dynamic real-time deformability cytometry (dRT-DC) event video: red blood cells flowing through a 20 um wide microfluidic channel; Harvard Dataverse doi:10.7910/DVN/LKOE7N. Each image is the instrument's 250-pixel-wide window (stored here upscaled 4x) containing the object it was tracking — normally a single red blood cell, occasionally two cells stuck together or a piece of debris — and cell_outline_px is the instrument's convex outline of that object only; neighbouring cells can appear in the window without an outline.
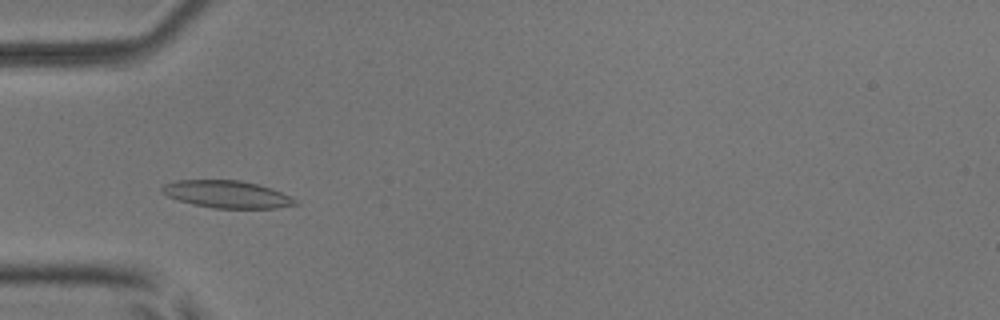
{"species": "common noctule bat (a hibernating species)", "species_latin": "Nyctalus noctula", "temperature_condition": "room temperature", "stored_images_in_passage": 48, "camera_frame_rate_fps": 3000, "um_per_image_px": 0.085, "animal": {"sex": "male", "body_mass_g": 17.9, "forearm_length_mm": 54.2}, "frame": {"image": 1, "passage_image": 13, "time_ms": 4.0, "image_size_px": [1000, 320], "cell_outline_px": [[300, 204], [276, 208], [216, 208], [192, 204], [168, 196], [160, 192], [160, 188], [164, 184], [176, 180], [240, 180], [272, 188], [292, 196]], "centroid_in_image_um": [19.31, 16.51], "position_along_channel_um": 65.7, "area_um2": 21.27}}
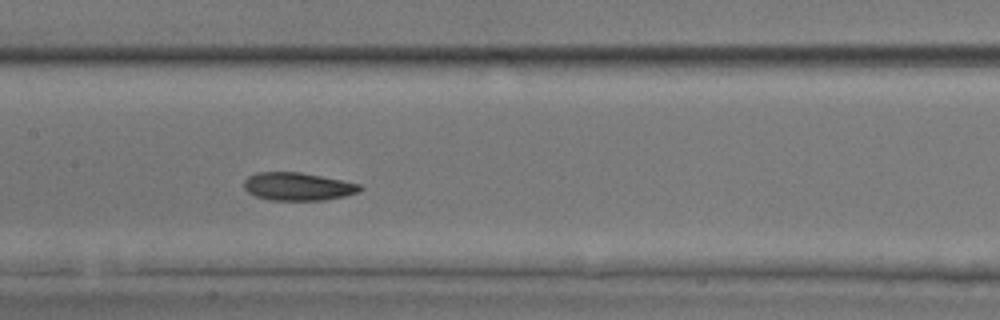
{"frame": {"image": 2, "passage_image": 22, "time_ms": 7.0, "image_size_px": [1000, 320], "cell_outline_px": [[364, 188], [360, 192], [344, 196], [324, 200], [268, 200], [256, 196], [248, 192], [244, 188], [244, 180], [248, 176], [256, 172], [300, 172], [360, 184]], "centroid_in_image_um": [25.31, 15.85], "position_along_channel_um": 182.1, "area_um2": 18.9}}
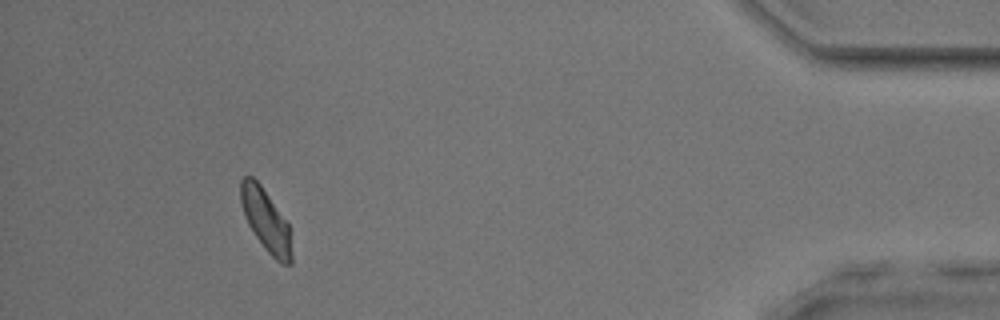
{"frame": {"image": 3, "passage_image": 44, "time_ms": 14.333, "image_size_px": [1000, 320], "cell_outline_px": [[292, 264], [280, 264], [264, 248], [248, 224], [244, 216], [240, 204], [240, 180], [244, 176], [252, 176], [260, 184], [288, 224], [292, 256]], "centroid_in_image_um": [22.57, 18.72], "position_along_channel_um": 412.6, "area_um2": 18.26}, "authors_computed_cell_mechanics": {"area_um2": 18.9295, "velocity_mm_per_s": 3.9432, "shape_relaxation_time_tau1_ms": 5.2876, "shape_relaxation_time_tau2_ms": 2.7766, "deformation_change_tau1": 0.1062, "deformation_change_tau2": 0.0818}}